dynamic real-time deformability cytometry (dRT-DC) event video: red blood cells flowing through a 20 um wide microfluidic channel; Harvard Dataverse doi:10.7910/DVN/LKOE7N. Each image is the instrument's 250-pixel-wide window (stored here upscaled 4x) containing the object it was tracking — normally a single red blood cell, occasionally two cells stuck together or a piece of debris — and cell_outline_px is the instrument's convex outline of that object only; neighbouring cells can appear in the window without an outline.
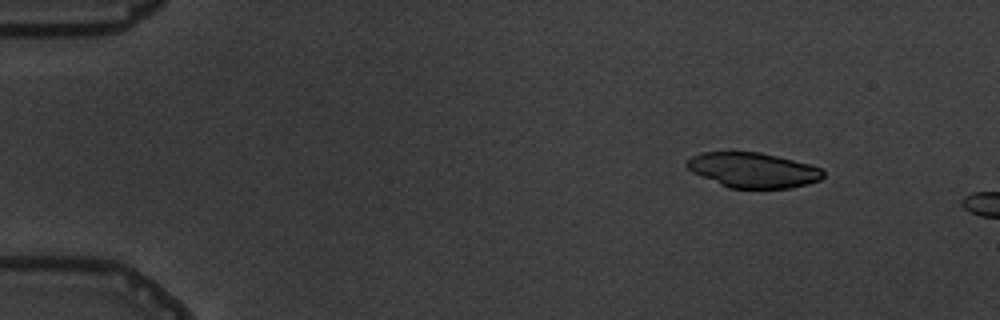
{"species": "common noctule bat (a hibernating species)", "species_latin": "Nyctalus noctula", "temperature_condition": "warm", "stored_images_in_passage": 3, "camera_frame_rate_fps": 3000, "um_per_image_px": 0.085, "animal": {"sex": "male", "body_mass_g": 19.5, "forearm_length_mm": 54.6}, "frame": {"image": 1, "passage_image": 2, "time_ms": 1.333, "image_size_px": [1000, 320], "cell_outline_px": [[824, 176], [820, 180], [808, 184], [792, 188], [728, 188], [692, 172], [684, 164], [692, 156], [704, 152], [760, 152], [812, 164], [820, 168], [824, 172]], "centroid_in_image_um": [64.03, 14.46], "position_along_channel_um": 21.0, "area_um2": 27.92}}